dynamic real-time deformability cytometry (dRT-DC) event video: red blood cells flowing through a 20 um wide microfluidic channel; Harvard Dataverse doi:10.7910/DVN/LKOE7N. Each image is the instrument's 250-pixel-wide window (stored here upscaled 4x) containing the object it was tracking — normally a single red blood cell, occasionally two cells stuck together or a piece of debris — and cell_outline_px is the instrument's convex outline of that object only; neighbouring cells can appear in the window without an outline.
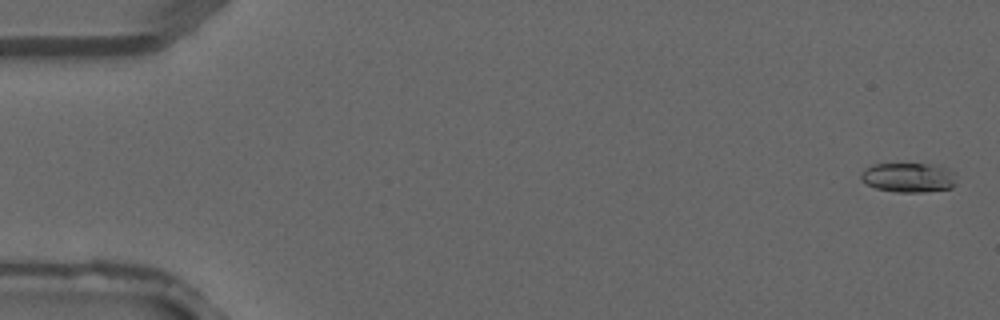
{"species": "common noctule bat (a hibernating species)", "species_latin": "Nyctalus noctula", "temperature_condition": "warm", "stored_images_in_passage": 4, "camera_frame_rate_fps": 3000, "um_per_image_px": 0.085, "animal": {"sex": "male", "forearm_length_mm": 52.5}, "frame": {"image": 1, "passage_image": 1, "time_ms": 0.0, "image_size_px": [1000, 320], "cell_outline_px": [[952, 188], [924, 192], [896, 192], [876, 188], [864, 184], [860, 180], [860, 176], [864, 168], [872, 164], [940, 164], [948, 168], [952, 172]], "centroid_in_image_um": [77.15, 15.08], "position_along_channel_um": 7.9, "area_um2": 16.47}}